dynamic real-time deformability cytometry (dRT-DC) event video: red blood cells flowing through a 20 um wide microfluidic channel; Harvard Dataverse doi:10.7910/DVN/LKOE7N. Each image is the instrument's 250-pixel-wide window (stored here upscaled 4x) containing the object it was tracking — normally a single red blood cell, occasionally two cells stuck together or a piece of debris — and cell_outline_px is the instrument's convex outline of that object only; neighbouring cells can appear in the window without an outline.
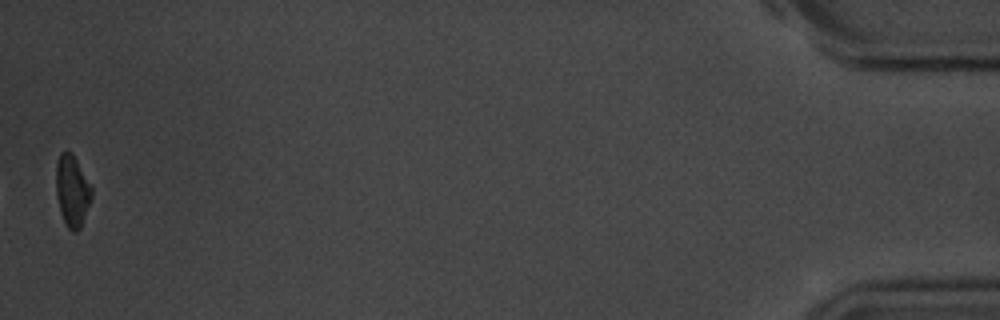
{"species": "common noctule bat (a hibernating species)", "species_latin": "Nyctalus noctula", "temperature_condition": "room temperature", "stored_images_in_passage": 42, "camera_frame_rate_fps": 3000, "um_per_image_px": 0.085, "animal": {"sex": "male", "body_mass_g": 20.1, "forearm_length_mm": 53.5}, "frame": {"image": 1, "passage_image": 42, "time_ms": 13.667, "image_size_px": [1000, 320], "cell_outline_px": [[92, 196], [80, 228], [76, 232], [72, 232], [68, 228], [60, 212], [56, 196], [56, 164], [60, 152], [72, 152], [92, 188]], "centroid_in_image_um": [6.12, 16.22], "position_along_channel_um": 429.1, "area_um2": 14.68}, "authors_computed_cell_mechanics": {"area_um2": 15.7505, "velocity_mm_per_s": 3.667, "shape_relaxation_time_tau1_ms": 5.3542, "shape_relaxation_time_tau2_ms": 7.0755, "deformation_change_tau1": 0.1388, "deformation_change_tau2": 0.1359}}